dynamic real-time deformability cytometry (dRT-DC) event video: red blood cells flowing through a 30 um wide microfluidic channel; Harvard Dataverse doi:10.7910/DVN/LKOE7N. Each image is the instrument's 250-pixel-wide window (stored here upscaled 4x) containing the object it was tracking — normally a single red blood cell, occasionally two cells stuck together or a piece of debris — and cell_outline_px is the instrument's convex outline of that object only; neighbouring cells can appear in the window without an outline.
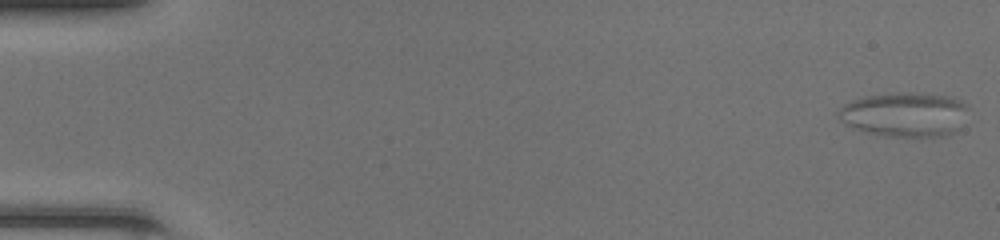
{"species": "common noctule bat (a hibernating species)", "species_latin": "Nyctalus noctula", "temperature_condition": "room temperature", "stored_images_in_passage": 16, "camera_frame_rate_fps": 3000, "um_per_image_px": 0.085, "animal": {"sex": "female", "body_mass_g": 20.0, "forearm_length_mm": 54.0}, "frame": {"image": 1, "passage_image": 1, "time_ms": 0.0, "image_size_px": [1000, 240], "cell_outline_px": [[968, 108], [960, 128], [956, 132], [948, 136], [888, 136], [868, 132], [856, 128], [848, 124], [836, 116], [836, 112], [844, 104], [868, 96], [900, 92], [912, 92], [944, 96], [960, 100]], "centroid_in_image_um": [76.93, 9.73], "position_along_channel_um": 8.1, "area_um2": 33.23}}